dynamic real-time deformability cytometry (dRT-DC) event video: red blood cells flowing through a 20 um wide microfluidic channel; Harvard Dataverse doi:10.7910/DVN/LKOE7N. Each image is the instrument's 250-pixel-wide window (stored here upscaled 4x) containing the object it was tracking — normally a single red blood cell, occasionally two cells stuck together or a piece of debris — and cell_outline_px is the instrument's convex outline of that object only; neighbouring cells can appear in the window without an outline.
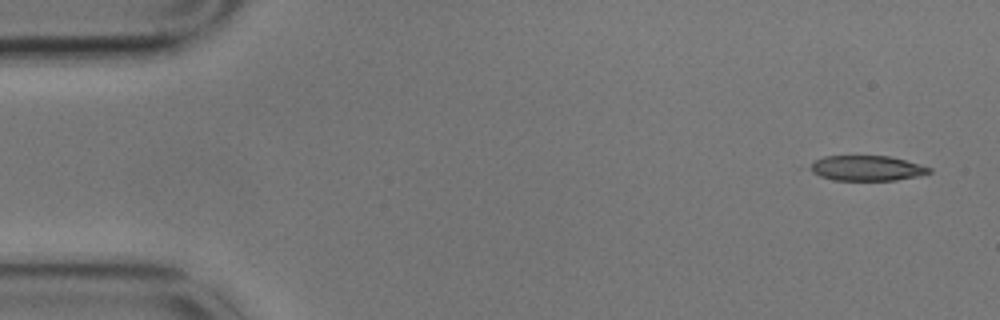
{"species": "common noctule bat (a hibernating species)", "species_latin": "Nyctalus noctula", "temperature_condition": "cold", "stored_images_in_passage": 15, "camera_frame_rate_fps": 3000, "um_per_image_px": 0.085, "animal": {"sex": "male", "body_mass_g": 17.9}, "frame": {"image": 1, "passage_image": 1, "time_ms": 0.0, "image_size_px": [1000, 320], "cell_outline_px": [[932, 172], [920, 176], [896, 180], [832, 180], [820, 176], [800, 168], [812, 160], [824, 156], [888, 156], [904, 160], [932, 168]], "centroid_in_image_um": [73.52, 14.29], "position_along_channel_um": 11.5, "area_um2": 17.98}}
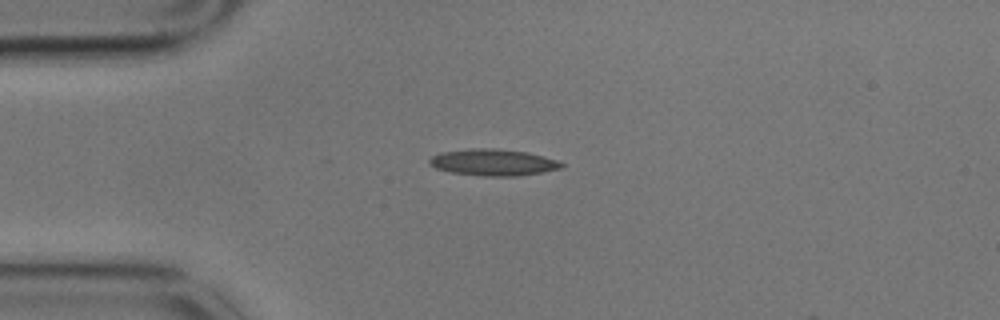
{"frame": {"image": 2, "passage_image": 12, "time_ms": 3.667, "image_size_px": [1000, 320], "cell_outline_px": [[564, 168], [516, 176], [484, 176], [452, 172], [436, 168], [428, 164], [428, 160], [432, 156], [440, 152], [468, 148], [496, 148], [528, 152], [544, 156], [556, 160], [564, 164]], "centroid_in_image_um": [41.91, 13.79], "position_along_channel_um": 43.1, "area_um2": 20.52}}